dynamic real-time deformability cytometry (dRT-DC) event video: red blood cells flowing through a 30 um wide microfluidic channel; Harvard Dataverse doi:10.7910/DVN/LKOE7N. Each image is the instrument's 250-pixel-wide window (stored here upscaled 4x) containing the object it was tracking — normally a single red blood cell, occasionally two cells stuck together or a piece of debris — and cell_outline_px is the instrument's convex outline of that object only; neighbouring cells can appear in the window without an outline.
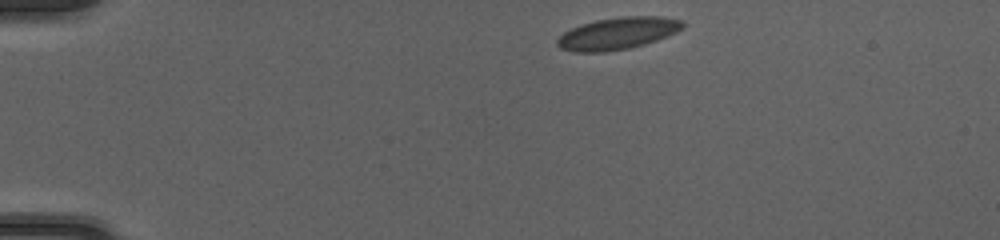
{"species": "common noctule bat (a hibernating species)", "species_latin": "Nyctalus noctula", "temperature_condition": "cold", "stored_images_in_passage": 5, "camera_frame_rate_fps": 3000, "um_per_image_px": 0.085, "animal": {"sex": "female", "body_mass_g": 20.0, "forearm_length_mm": 54.0}, "frame": {"image": 1, "passage_image": 1, "time_ms": 0.0, "image_size_px": [1000, 240], "cell_outline_px": [[684, 28], [676, 32], [656, 40], [644, 44], [628, 48], [604, 52], [576, 52], [560, 48], [556, 44], [556, 40], [564, 32], [580, 24], [596, 20], [624, 16], [660, 16], [680, 20], [684, 24]], "centroid_in_image_um": [52.48, 2.83], "position_along_channel_um": 32.5, "area_um2": 23.29}}